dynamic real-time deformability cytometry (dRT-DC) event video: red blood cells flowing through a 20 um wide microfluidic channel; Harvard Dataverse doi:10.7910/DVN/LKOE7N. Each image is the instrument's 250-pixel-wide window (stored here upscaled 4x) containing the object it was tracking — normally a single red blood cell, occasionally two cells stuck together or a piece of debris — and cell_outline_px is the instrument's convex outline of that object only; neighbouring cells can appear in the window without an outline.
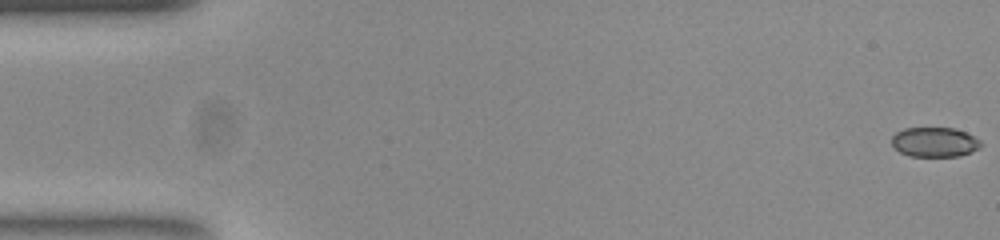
{"species": "common noctule bat (a hibernating species)", "species_latin": "Nyctalus noctula", "temperature_condition": "room temperature", "stored_images_in_passage": 17, "camera_frame_rate_fps": 3000, "um_per_image_px": 0.085, "animal": {"sex": "female", "body_mass_g": 23.0, "forearm_length_mm": 53.4}, "frame": {"image": 1, "passage_image": 1, "time_ms": 0.0, "image_size_px": [1000, 240], "cell_outline_px": [[980, 148], [972, 152], [960, 156], [908, 156], [892, 148], [892, 136], [896, 132], [904, 128], [956, 128], [980, 140]], "centroid_in_image_um": [79.41, 12.08], "position_along_channel_um": 5.6, "area_um2": 15.49}}
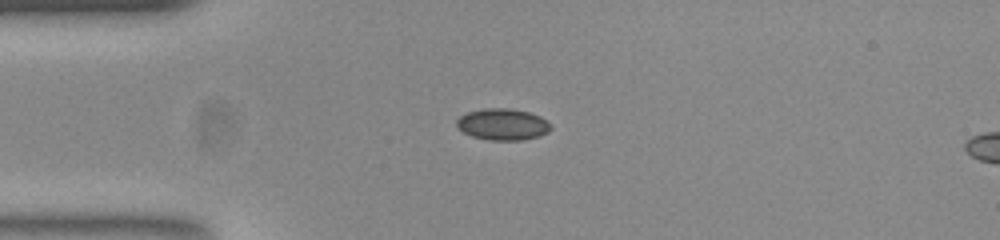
{"frame": {"image": 2, "passage_image": 14, "time_ms": 4.333, "image_size_px": [1000, 240], "cell_outline_px": [[552, 128], [548, 132], [540, 136], [524, 140], [488, 140], [472, 136], [464, 132], [456, 124], [456, 120], [460, 116], [468, 112], [484, 108], [508, 108], [528, 112], [540, 116], [552, 124]], "centroid_in_image_um": [42.76, 10.57], "position_along_channel_um": 42.2, "area_um2": 17.34}}